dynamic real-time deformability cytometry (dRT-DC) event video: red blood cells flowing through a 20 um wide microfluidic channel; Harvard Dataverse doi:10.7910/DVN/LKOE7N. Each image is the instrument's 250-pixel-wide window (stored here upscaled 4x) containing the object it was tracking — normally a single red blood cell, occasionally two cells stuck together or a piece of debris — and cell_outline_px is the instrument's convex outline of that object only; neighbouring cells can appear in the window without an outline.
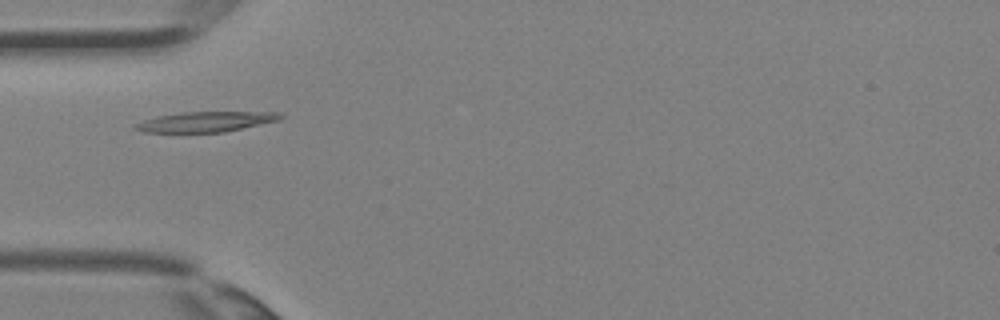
{"species": "Egyptian fruit bat (a non-hibernating species)", "species_latin": "Rousettus aegyptiacus", "temperature_condition": "room temperature", "stored_images_in_passage": 2, "camera_frame_rate_fps": 3000, "um_per_image_px": 0.085, "animal": {"sex": "female"}, "frame": {"image": 1, "passage_image": 2, "time_ms": 0.333, "image_size_px": [1000, 320], "cell_outline_px": [[284, 116], [276, 120], [224, 132], [144, 132], [132, 128], [132, 124], [156, 116], [180, 112], [284, 112]], "centroid_in_image_um": [17.41, 10.34], "position_along_channel_um": 67.6, "area_um2": 16.99}}